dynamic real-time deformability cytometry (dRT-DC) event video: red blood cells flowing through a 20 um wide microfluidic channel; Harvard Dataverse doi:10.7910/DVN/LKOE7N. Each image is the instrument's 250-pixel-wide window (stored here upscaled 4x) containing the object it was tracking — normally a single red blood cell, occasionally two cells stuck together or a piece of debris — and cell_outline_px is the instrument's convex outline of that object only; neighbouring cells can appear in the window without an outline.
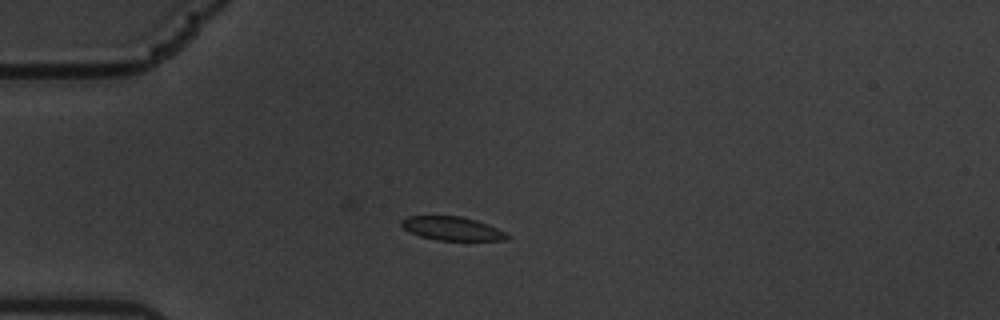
{"species": "common noctule bat (a hibernating species)", "species_latin": "Nyctalus noctula", "temperature_condition": "warm", "stored_images_in_passage": 24, "camera_frame_rate_fps": 3000, "um_per_image_px": 0.085, "animal": {"sex": "male", "body_mass_g": 19.5, "forearm_length_mm": 54.6}, "frame": {"image": 1, "passage_image": 1, "time_ms": 0.0, "image_size_px": [1000, 320], "cell_outline_px": [[512, 236], [504, 240], [436, 240], [420, 236], [408, 232], [400, 224], [400, 220], [408, 216], [460, 216], [476, 220], [488, 224]], "centroid_in_image_um": [38.39, 19.42], "position_along_channel_um": 46.6, "area_um2": 14.57}}
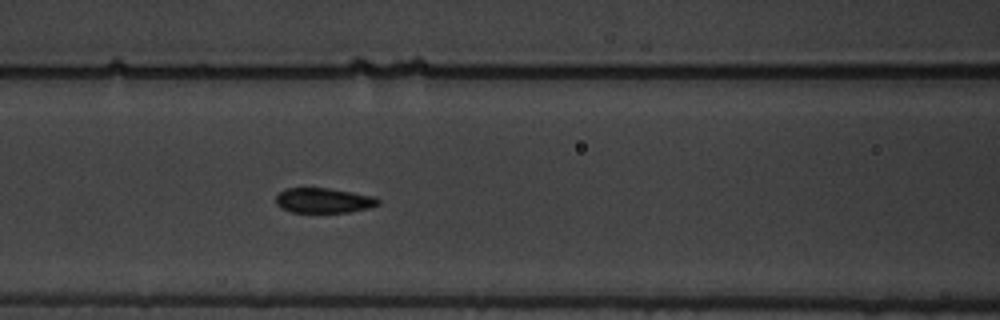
{"frame": {"image": 2, "passage_image": 11, "time_ms": 3.333, "image_size_px": [1000, 320], "cell_outline_px": [[380, 204], [368, 208], [348, 212], [292, 212], [280, 208], [276, 204], [276, 196], [284, 188], [328, 188], [352, 192], [372, 196], [380, 200]], "centroid_in_image_um": [27.48, 17.04], "position_along_channel_um": 139.1, "area_um2": 14.85}}
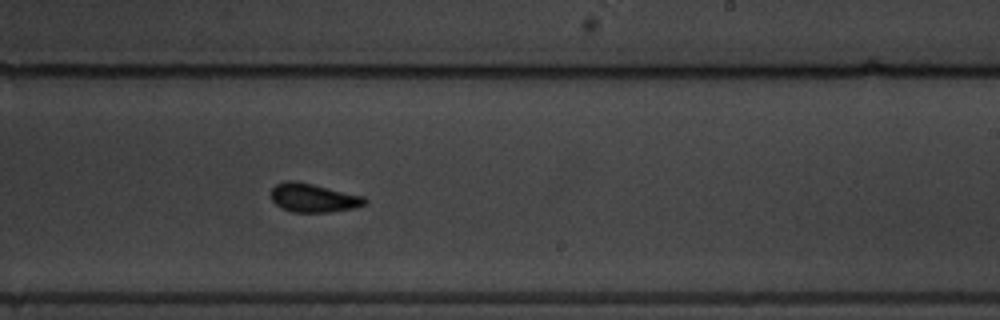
{"frame": {"image": 3, "passage_image": 22, "time_ms": 7.0, "image_size_px": [1000, 320], "cell_outline_px": [[368, 200], [364, 204], [356, 208], [328, 212], [292, 212], [276, 204], [272, 200], [272, 188], [276, 184], [284, 180], [292, 180], [312, 184], [364, 196]], "centroid_in_image_um": [26.65, 16.81], "position_along_channel_um": 262.4, "area_um2": 15.55}}